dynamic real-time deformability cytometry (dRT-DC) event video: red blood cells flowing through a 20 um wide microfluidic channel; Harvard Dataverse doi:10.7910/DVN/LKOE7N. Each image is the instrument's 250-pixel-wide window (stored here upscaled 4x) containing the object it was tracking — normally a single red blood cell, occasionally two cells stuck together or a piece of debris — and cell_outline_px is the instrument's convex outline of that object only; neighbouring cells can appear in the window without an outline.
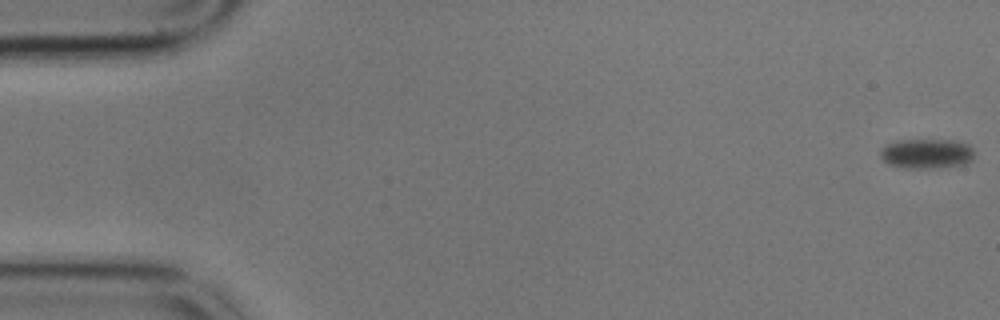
{"species": "common noctule bat (a hibernating species)", "species_latin": "Nyctalus noctula", "temperature_condition": "cold", "stored_images_in_passage": 70, "camera_frame_rate_fps": 3000, "um_per_image_px": 0.085, "animal": {"sex": "male", "body_mass_g": 17.9}, "frame": {"image": 1, "passage_image": 1, "time_ms": 0.0, "image_size_px": [1000, 320], "cell_outline_px": [[972, 160], [960, 164], [924, 168], [916, 168], [888, 164], [880, 156], [880, 152], [888, 144], [900, 140], [956, 140], [968, 144], [972, 148]], "centroid_in_image_um": [78.76, 13.03], "position_along_channel_um": 6.2, "area_um2": 15.72}}
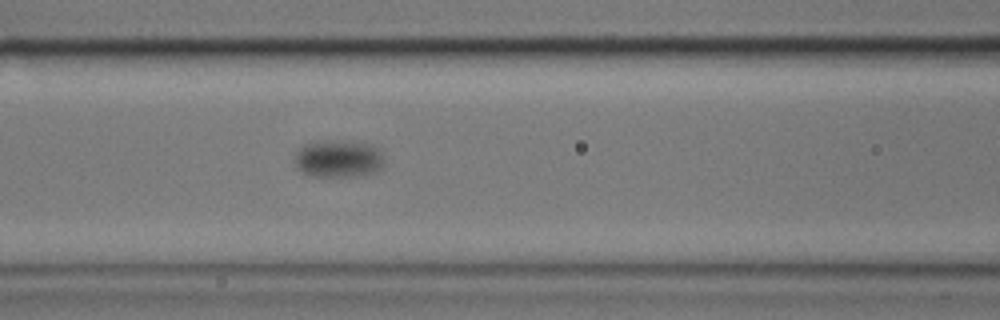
{"frame": {"image": 2, "passage_image": 29, "time_ms": 9.333, "image_size_px": [1000, 320], "cell_outline_px": [[384, 168], [376, 172], [364, 176], [308, 176], [296, 168], [296, 152], [304, 144], [368, 144], [376, 148], [384, 156]], "centroid_in_image_um": [28.81, 13.59], "position_along_channel_um": 137.8, "area_um2": 18.67}}
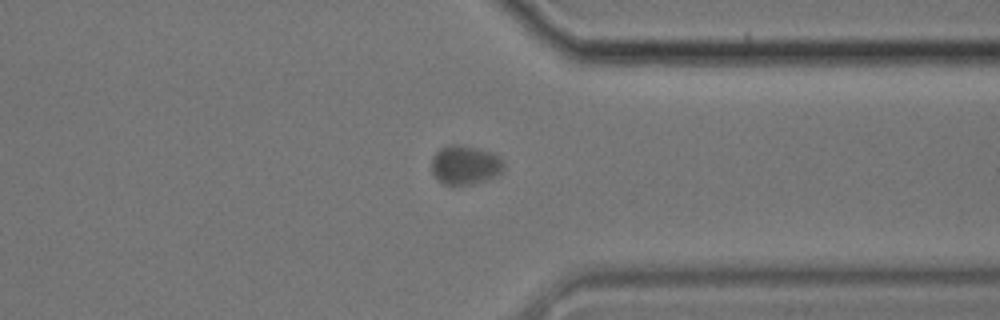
{"frame": {"image": 3, "passage_image": 53, "time_ms": 17.333, "image_size_px": [1000, 320], "cell_outline_px": [[504, 172], [484, 180], [472, 184], [444, 184], [432, 172], [432, 156], [440, 148], [448, 144], [456, 144], [476, 148], [492, 152], [500, 156], [504, 160]], "centroid_in_image_um": [39.56, 14.0], "position_along_channel_um": 371.8, "area_um2": 16.42}}